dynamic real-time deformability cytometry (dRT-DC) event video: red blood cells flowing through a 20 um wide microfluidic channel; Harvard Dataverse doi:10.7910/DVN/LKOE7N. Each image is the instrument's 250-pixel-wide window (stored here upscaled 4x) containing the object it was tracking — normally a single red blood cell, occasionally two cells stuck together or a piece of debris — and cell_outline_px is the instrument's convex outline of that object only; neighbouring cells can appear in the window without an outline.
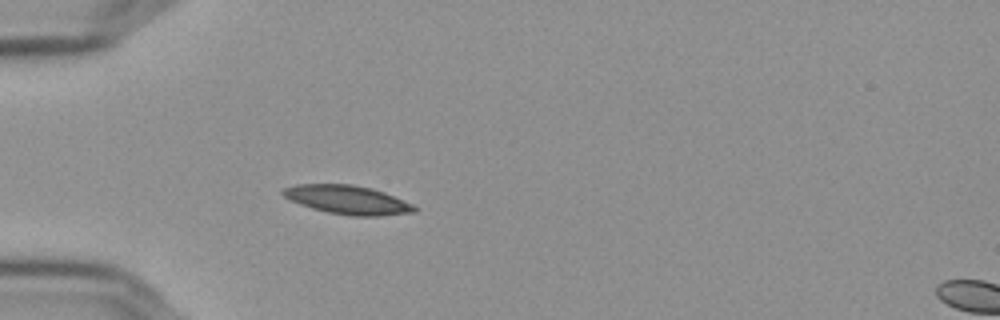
{"species": "Egyptian fruit bat (a non-hibernating species)", "species_latin": "Rousettus aegyptiacus", "temperature_condition": "cold", "stored_images_in_passage": 41, "camera_frame_rate_fps": 3000, "um_per_image_px": 0.085, "frame": {"image": 1, "passage_image": 1, "time_ms": 0.0, "image_size_px": [1000, 320], "cell_outline_px": [[416, 212], [380, 216], [352, 216], [328, 212], [312, 208], [300, 204], [284, 196], [280, 192], [284, 188], [296, 184], [352, 184], [372, 188], [384, 192], [412, 204], [416, 208]], "centroid_in_image_um": [29.54, 16.98], "position_along_channel_um": 55.5, "area_um2": 21.91}}
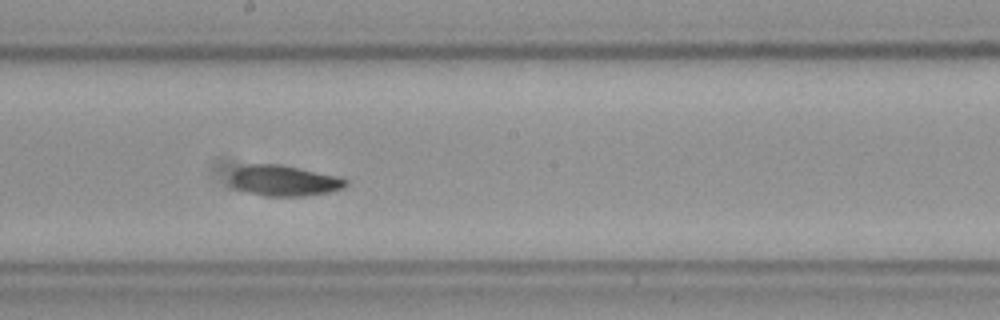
{"frame": {"image": 2, "passage_image": 16, "time_ms": 5.0, "image_size_px": [1000, 320], "cell_outline_px": [[348, 184], [344, 188], [328, 192], [304, 196], [264, 196], [248, 192], [236, 188], [232, 184], [232, 172], [236, 168], [244, 164], [280, 164], [340, 176], [348, 180]], "centroid_in_image_um": [24.18, 15.35], "position_along_channel_um": 224.0, "area_um2": 20.75}}
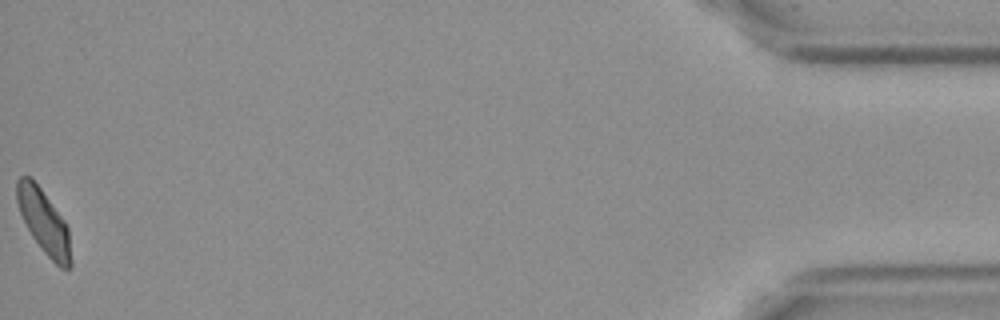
{"frame": {"image": 3, "passage_image": 41, "time_ms": 13.333, "image_size_px": [1000, 320], "cell_outline_px": [[72, 264], [68, 268], [60, 268], [44, 252], [32, 236], [20, 212], [16, 200], [16, 180], [20, 176], [32, 176], [64, 220], [68, 228], [72, 260]], "centroid_in_image_um": [3.73, 18.82], "position_along_channel_um": 431.5, "area_um2": 20.06}, "authors_computed_cell_mechanics": {"area_um2": 20.6924, "velocity_mm_per_s": 3.5735, "shape_relaxation_time_tau1_ms": 7.4401, "shape_relaxation_time_tau2_ms": 4.2656, "deformation_change_tau1": 0.1496, "deformation_change_tau2": 0.0855}}